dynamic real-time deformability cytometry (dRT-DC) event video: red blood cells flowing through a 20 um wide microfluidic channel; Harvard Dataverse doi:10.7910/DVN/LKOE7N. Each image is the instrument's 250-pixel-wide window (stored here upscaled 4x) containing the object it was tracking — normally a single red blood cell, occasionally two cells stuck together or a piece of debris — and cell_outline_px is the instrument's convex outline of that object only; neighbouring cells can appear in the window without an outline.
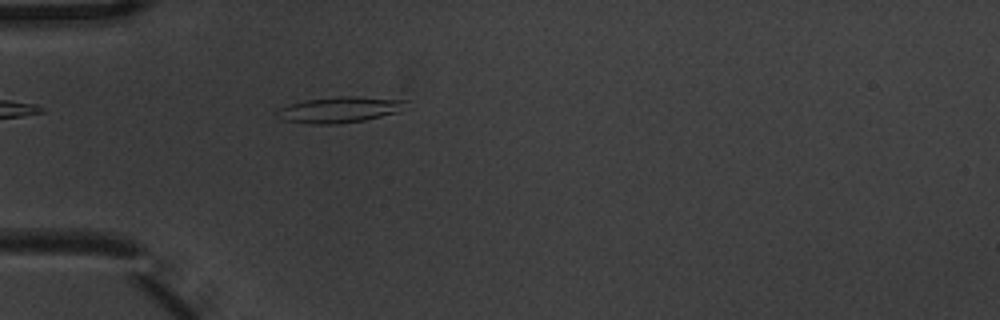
{"species": "common noctule bat (a hibernating species)", "species_latin": "Nyctalus noctula", "temperature_condition": "warm", "stored_images_in_passage": 2, "camera_frame_rate_fps": 3000, "um_per_image_px": 0.085, "animal": {"sex": "male", "body_mass_g": 20.1, "forearm_length_mm": 53.5}, "frame": {"image": 1, "passage_image": 2, "time_ms": 0.333, "image_size_px": [1000, 320], "cell_outline_px": [[408, 100], [396, 112], [364, 120], [336, 124], [312, 124], [284, 120], [276, 116], [276, 108], [288, 104], [304, 100], [340, 96], [360, 96]], "centroid_in_image_um": [28.76, 9.31], "position_along_channel_um": 56.2, "area_um2": 19.36}}